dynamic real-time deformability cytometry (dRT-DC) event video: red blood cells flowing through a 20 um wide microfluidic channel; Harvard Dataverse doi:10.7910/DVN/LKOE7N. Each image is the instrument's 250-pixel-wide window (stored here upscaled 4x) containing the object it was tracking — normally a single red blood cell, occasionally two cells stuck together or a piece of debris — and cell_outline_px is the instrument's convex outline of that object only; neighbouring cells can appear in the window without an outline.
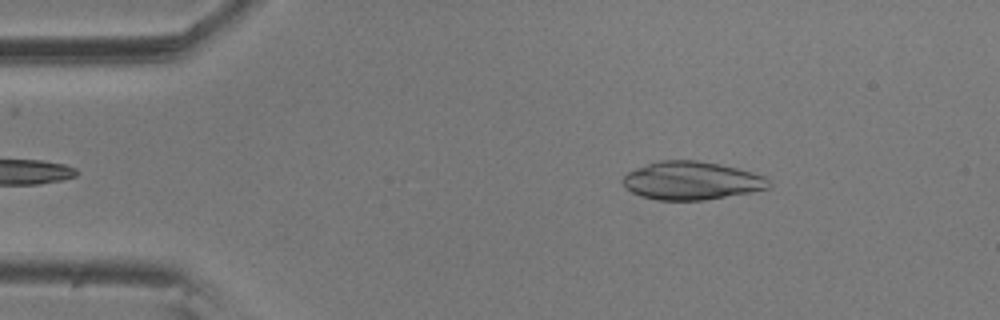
{"species": "common noctule bat (a hibernating species)", "species_latin": "Nyctalus noctula", "temperature_condition": "room temperature", "stored_images_in_passage": 49, "camera_frame_rate_fps": 3000, "um_per_image_px": 0.085, "animal": {"sex": "male", "body_mass_g": 20.5, "forearm_length_mm": 52.5}, "frame": {"image": 1, "passage_image": 2, "time_ms": 0.333, "image_size_px": [1000, 320], "cell_outline_px": [[772, 184], [768, 188], [752, 192], [704, 200], [660, 200], [640, 196], [624, 188], [620, 180], [628, 172], [636, 168], [660, 160], [696, 160], [720, 164], [752, 172], [764, 176]], "centroid_in_image_um": [58.76, 15.36], "position_along_channel_um": 26.2, "area_um2": 32.54}}
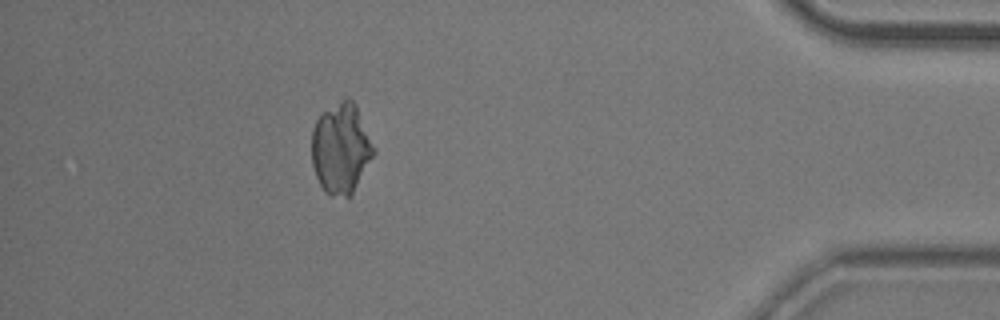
{"frame": {"image": 2, "passage_image": 43, "time_ms": 14.0, "image_size_px": [1000, 320], "cell_outline_px": [[376, 152], [352, 196], [332, 196], [324, 192], [316, 176], [312, 164], [312, 128], [316, 120], [324, 112], [348, 96], [356, 104], [376, 148]], "centroid_in_image_um": [29.01, 12.64], "position_along_channel_um": 406.2, "area_um2": 32.95}}